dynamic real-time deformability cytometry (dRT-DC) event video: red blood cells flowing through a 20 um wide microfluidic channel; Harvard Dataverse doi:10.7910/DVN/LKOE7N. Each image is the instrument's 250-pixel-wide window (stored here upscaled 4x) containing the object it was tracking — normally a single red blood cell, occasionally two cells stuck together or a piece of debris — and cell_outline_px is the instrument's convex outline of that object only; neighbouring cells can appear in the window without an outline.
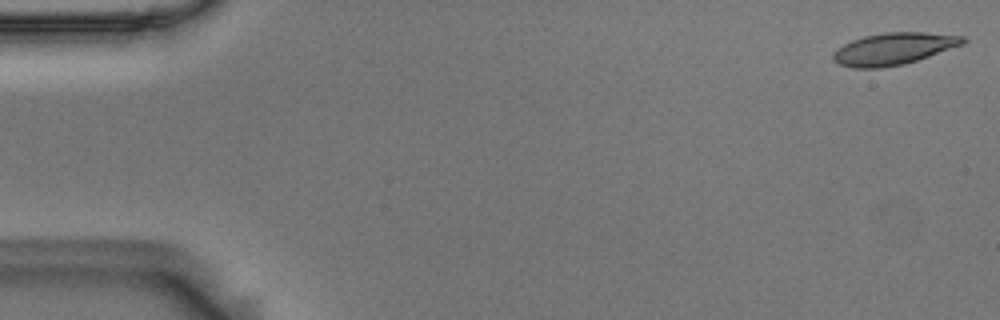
{"species": "Egyptian fruit bat (a non-hibernating species)", "species_latin": "Rousettus aegyptiacus", "temperature_condition": "room temperature", "stored_images_in_passage": 10, "camera_frame_rate_fps": 3000, "um_per_image_px": 0.085, "animal": {"sex": "male"}, "frame": {"image": 1, "passage_image": 1, "time_ms": 0.0, "image_size_px": [1000, 320], "cell_outline_px": [[968, 40], [964, 44], [904, 64], [880, 68], [852, 68], [840, 64], [832, 60], [832, 52], [836, 48], [852, 40], [864, 36], [884, 32], [924, 32], [964, 36]], "centroid_in_image_um": [75.93, 4.14], "position_along_channel_um": 9.1, "area_um2": 24.22}}